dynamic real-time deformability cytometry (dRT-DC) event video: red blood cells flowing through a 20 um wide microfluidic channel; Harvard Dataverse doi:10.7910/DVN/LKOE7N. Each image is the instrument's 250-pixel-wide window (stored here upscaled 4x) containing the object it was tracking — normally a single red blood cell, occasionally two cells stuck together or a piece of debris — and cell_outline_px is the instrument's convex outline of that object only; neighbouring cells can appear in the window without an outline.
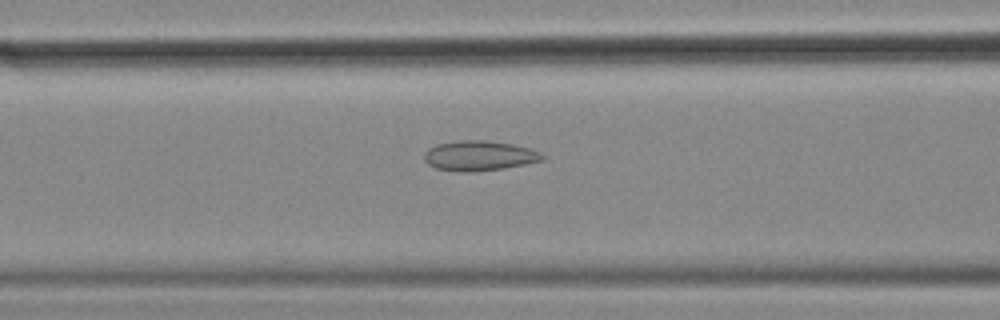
{"species": "common noctule bat (a hibernating species)", "species_latin": "Nyctalus noctula", "temperature_condition": "cold", "stored_images_in_passage": 49, "camera_frame_rate_fps": 3000, "um_per_image_px": 0.085, "animal": {"sex": "female", "body_mass_g": 18.4}, "frame": {"image": 1, "passage_image": 15, "time_ms": 4.667, "image_size_px": [1000, 320], "cell_outline_px": [[544, 160], [504, 168], [472, 172], [464, 172], [436, 168], [428, 164], [424, 160], [424, 152], [428, 148], [436, 144], [460, 140], [484, 140], [512, 144], [528, 148], [540, 152], [544, 156]], "centroid_in_image_um": [40.7, 13.23], "position_along_channel_um": 125.9, "area_um2": 20.58}}
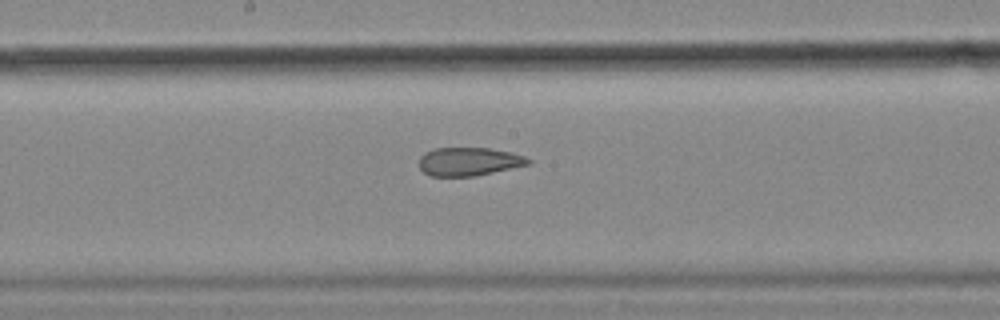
{"frame": {"image": 2, "passage_image": 22, "time_ms": 7.0, "image_size_px": [1000, 320], "cell_outline_px": [[532, 164], [472, 176], [432, 176], [424, 172], [420, 168], [420, 156], [424, 152], [436, 148], [488, 148], [508, 152], [524, 156], [532, 160]], "centroid_in_image_um": [39.86, 13.73], "position_along_channel_um": 208.3, "area_um2": 17.86}}
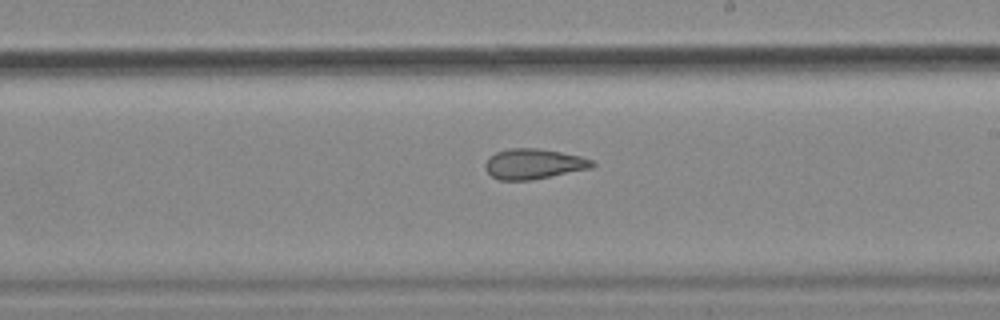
{"frame": {"image": 3, "passage_image": 25, "time_ms": 8.0, "image_size_px": [1000, 320], "cell_outline_px": [[596, 164], [592, 168], [532, 180], [500, 180], [492, 176], [484, 168], [484, 164], [496, 152], [508, 148], [536, 148], [560, 152], [580, 156], [592, 160]], "centroid_in_image_um": [45.37, 13.94], "position_along_channel_um": 243.6, "area_um2": 18.79}, "authors_computed_cell_mechanics": {"area_um2": 20.5768, "velocity_mm_per_s": 3.543, "shape_relaxation_time_tau1_ms": null, "shape_relaxation_time_tau2_ms": 2.8846, "deformation_change_tau1": null, "deformation_change_tau2": 0.1093}}